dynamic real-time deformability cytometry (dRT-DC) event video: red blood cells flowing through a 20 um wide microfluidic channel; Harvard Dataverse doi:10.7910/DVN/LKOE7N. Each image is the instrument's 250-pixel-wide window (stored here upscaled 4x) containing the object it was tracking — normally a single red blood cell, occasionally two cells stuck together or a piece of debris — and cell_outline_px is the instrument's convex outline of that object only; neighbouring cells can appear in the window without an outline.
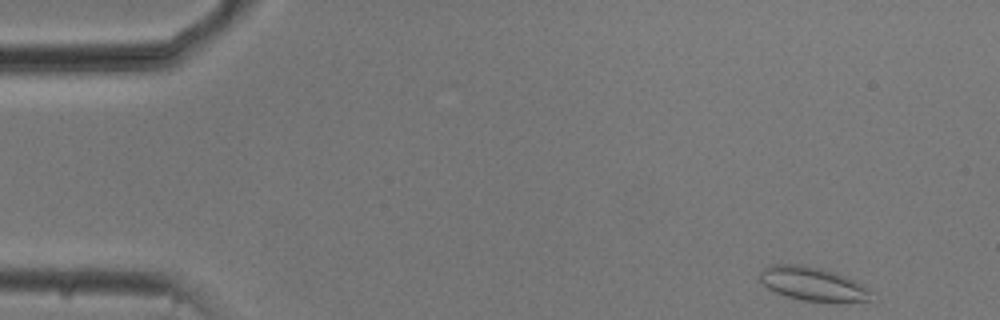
{"species": "common noctule bat (a hibernating species)", "species_latin": "Nyctalus noctula", "temperature_condition": "cold", "stored_images_in_passage": 50, "camera_frame_rate_fps": 3000, "um_per_image_px": 0.085, "animal": {"sex": "male", "body_mass_g": 20.5, "forearm_length_mm": 52.5}, "frame": {"image": 1, "passage_image": 1, "time_ms": 0.0, "image_size_px": [1000, 320], "cell_outline_px": [[872, 300], [804, 300], [788, 296], [776, 292], [768, 288], [760, 280], [760, 272], [764, 268], [772, 264], [800, 264], [820, 268], [836, 272], [856, 280], [868, 288]], "centroid_in_image_um": [69.05, 24.08], "position_along_channel_um": 15.9, "area_um2": 21.27}}
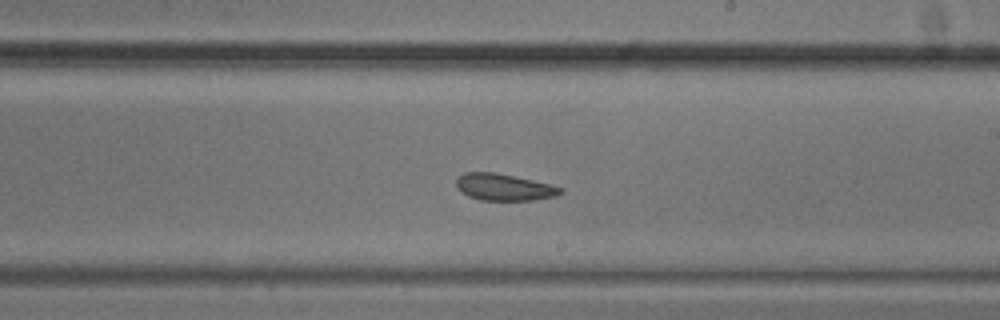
{"frame": {"image": 2, "passage_image": 28, "time_ms": 9.0, "image_size_px": [1000, 320], "cell_outline_px": [[564, 192], [556, 196], [536, 200], [480, 200], [468, 196], [456, 184], [456, 180], [464, 172], [496, 172], [552, 184], [564, 188]], "centroid_in_image_um": [42.92, 15.91], "position_along_channel_um": 246.1, "area_um2": 16.3}}
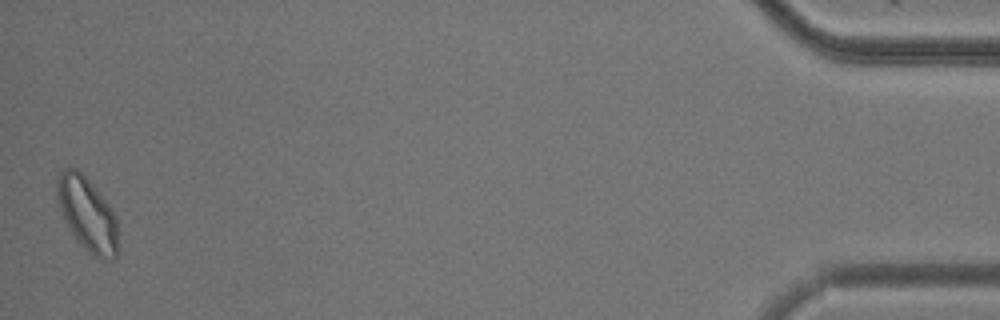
{"frame": {"image": 3, "passage_image": 50, "time_ms": 16.333, "image_size_px": [1000, 320], "cell_outline_px": [[116, 256], [112, 260], [104, 260], [96, 256], [80, 244], [76, 240], [60, 208], [56, 192], [56, 184], [60, 172], [64, 168], [76, 168], [88, 180], [112, 208], [116, 216]], "centroid_in_image_um": [7.41, 18.18], "position_along_channel_um": 427.8, "area_um2": 25.49}, "authors_computed_cell_mechanics": {"area_um2": 18.6405, "velocity_mm_per_s": 3.7196, "shape_relaxation_time_tau1_ms": null, "shape_relaxation_time_tau2_ms": 3.7138, "deformation_change_tau1": null, "deformation_change_tau2": 0.0699}}